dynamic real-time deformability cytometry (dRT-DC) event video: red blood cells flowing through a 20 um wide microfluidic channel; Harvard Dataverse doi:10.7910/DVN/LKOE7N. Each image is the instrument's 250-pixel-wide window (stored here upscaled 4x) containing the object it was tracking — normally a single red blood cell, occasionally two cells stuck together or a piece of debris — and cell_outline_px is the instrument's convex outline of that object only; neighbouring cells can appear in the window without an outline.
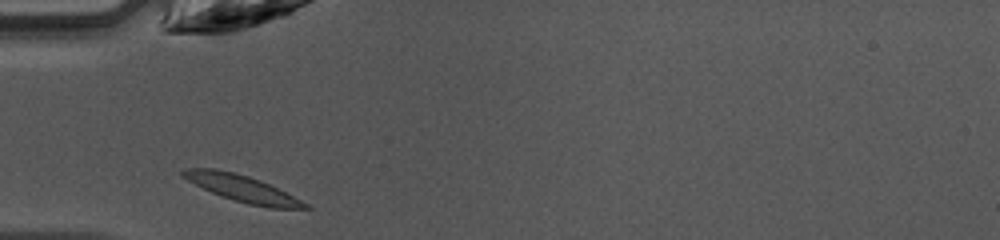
{"species": "common noctule bat (a hibernating species)", "species_latin": "Nyctalus noctula", "temperature_condition": "warm", "stored_images_in_passage": 26, "camera_frame_rate_fps": 3000, "um_per_image_px": 0.085, "animal": {"sex": "female", "body_mass_g": 10.0, "forearm_length_mm": 53.1}, "frame": {"image": 1, "passage_image": 1, "time_ms": 0.0, "image_size_px": [1000, 240], "cell_outline_px": [[312, 208], [268, 208], [248, 204], [212, 192], [180, 176], [180, 172], [184, 168], [216, 168], [236, 172], [260, 180], [308, 204]], "centroid_in_image_um": [20.54, 15.99], "position_along_channel_um": 64.5, "area_um2": 18.55}}
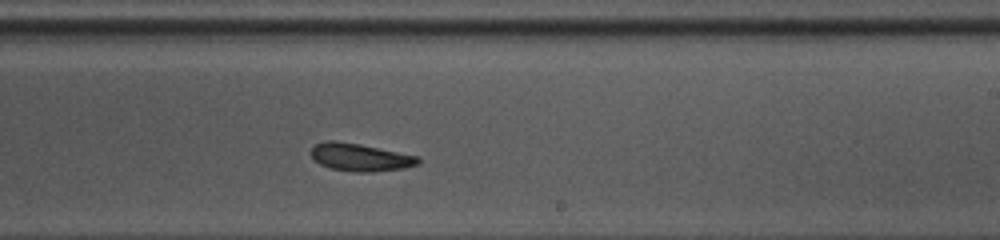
{"frame": {"image": 2, "passage_image": 15, "time_ms": 4.667, "image_size_px": [1000, 240], "cell_outline_px": [[420, 164], [404, 168], [372, 172], [356, 172], [332, 168], [320, 164], [308, 152], [316, 144], [328, 140], [332, 140], [360, 144], [420, 156]], "centroid_in_image_um": [30.65, 13.36], "position_along_channel_um": 258.3, "area_um2": 17.28}}
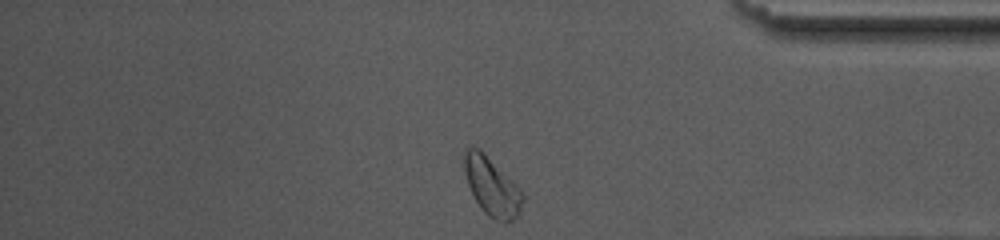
{"frame": {"image": 3, "passage_image": 26, "time_ms": 8.333, "image_size_px": [1000, 240], "cell_outline_px": [[524, 200], [520, 216], [512, 220], [496, 220], [488, 216], [484, 212], [476, 200], [468, 184], [464, 172], [464, 152], [468, 148], [476, 148], [524, 196]], "centroid_in_image_um": [41.79, 15.96], "position_along_channel_um": 393.4, "area_um2": 18.44}, "authors_computed_cell_mechanics": {"area_um2": 17.3689, "velocity_mm_per_s": 4.1795, "shape_relaxation_time_tau1_ms": 6.0505, "shape_relaxation_time_tau2_ms": null, "deformation_change_tau1": 0.1709, "deformation_change_tau2": null}}